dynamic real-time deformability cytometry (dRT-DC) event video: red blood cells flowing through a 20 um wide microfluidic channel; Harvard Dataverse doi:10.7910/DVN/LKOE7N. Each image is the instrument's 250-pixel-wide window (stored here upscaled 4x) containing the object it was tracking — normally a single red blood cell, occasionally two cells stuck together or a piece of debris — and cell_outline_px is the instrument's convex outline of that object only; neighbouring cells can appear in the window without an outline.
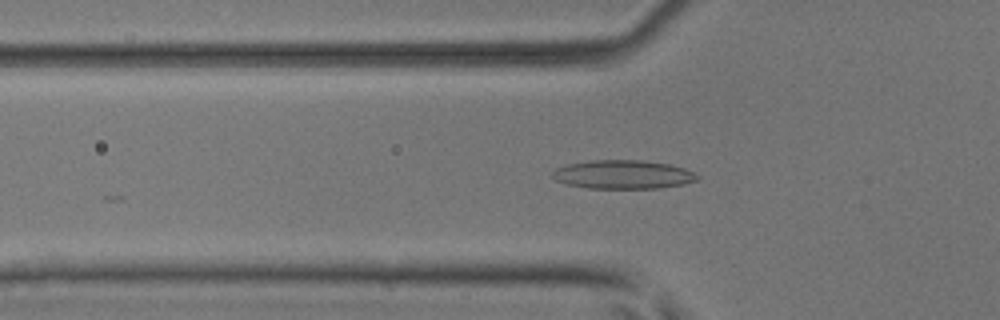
{"species": "common noctule bat (a hibernating species)", "species_latin": "Nyctalus noctula", "temperature_condition": "room temperature", "stored_images_in_passage": 20, "camera_frame_rate_fps": 3000, "um_per_image_px": 0.085, "animal": {"sex": "male", "body_mass_g": 17.9, "forearm_length_mm": 54.2}, "frame": {"image": 1, "passage_image": 15, "time_ms": 4.667, "image_size_px": [1000, 320], "cell_outline_px": [[700, 176], [696, 180], [684, 184], [660, 188], [588, 188], [568, 184], [556, 180], [552, 176], [552, 172], [556, 168], [568, 164], [592, 160], [640, 160], [668, 164], [684, 168]], "centroid_in_image_um": [52.96, 14.83], "position_along_channel_um": 72.8, "area_um2": 24.04}}